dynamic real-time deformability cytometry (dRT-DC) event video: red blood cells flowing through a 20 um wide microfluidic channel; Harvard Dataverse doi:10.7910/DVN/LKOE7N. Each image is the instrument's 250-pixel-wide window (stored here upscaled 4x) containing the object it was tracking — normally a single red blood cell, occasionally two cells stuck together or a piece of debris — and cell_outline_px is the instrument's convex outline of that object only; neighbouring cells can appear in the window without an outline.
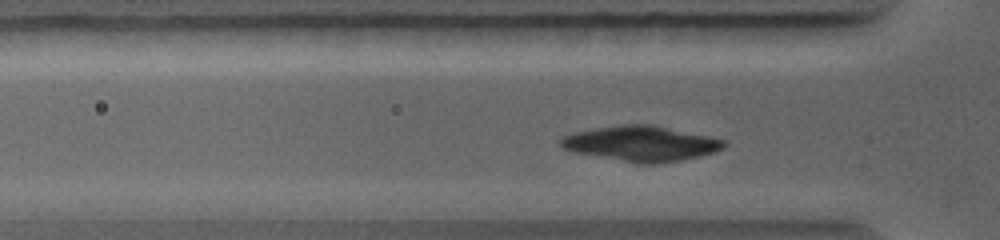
{"species": "common noctule bat (a hibernating species)", "species_latin": "Nyctalus noctula", "temperature_condition": "warm", "stored_images_in_passage": 30, "camera_frame_rate_fps": 5000, "um_per_image_px": 0.085, "animal": {"sex": "female", "body_mass_g": 19.0, "forearm_length_mm": 56.7}, "frame": {"image": 1, "passage_image": 11, "time_ms": 2.0, "image_size_px": [1000, 240], "cell_outline_px": [[724, 148], [700, 156], [680, 160], [656, 164], [636, 164], [572, 152], [564, 148], [560, 144], [560, 140], [564, 136], [572, 132], [596, 128], [624, 124], [652, 124], [708, 136], [724, 140]], "centroid_in_image_um": [54.45, 12.21], "position_along_channel_um": 71.4, "area_um2": 33.52}}
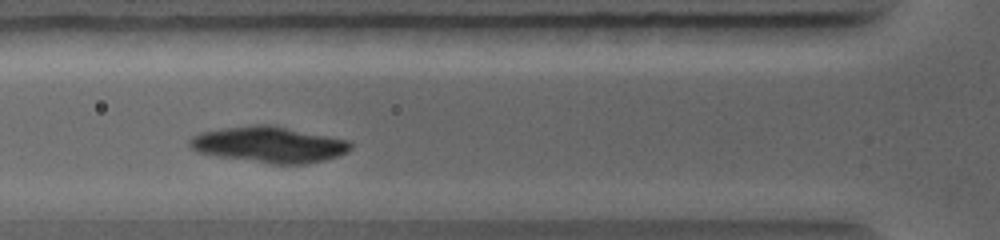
{"frame": {"image": 2, "passage_image": 14, "time_ms": 2.6, "image_size_px": [1000, 240], "cell_outline_px": [[352, 148], [348, 152], [324, 160], [304, 164], [272, 164], [216, 156], [196, 152], [188, 144], [188, 140], [192, 136], [200, 132], [220, 128], [252, 124], [272, 124], [348, 140], [352, 144]], "centroid_in_image_um": [22.84, 12.28], "position_along_channel_um": 103.0, "area_um2": 34.1}}